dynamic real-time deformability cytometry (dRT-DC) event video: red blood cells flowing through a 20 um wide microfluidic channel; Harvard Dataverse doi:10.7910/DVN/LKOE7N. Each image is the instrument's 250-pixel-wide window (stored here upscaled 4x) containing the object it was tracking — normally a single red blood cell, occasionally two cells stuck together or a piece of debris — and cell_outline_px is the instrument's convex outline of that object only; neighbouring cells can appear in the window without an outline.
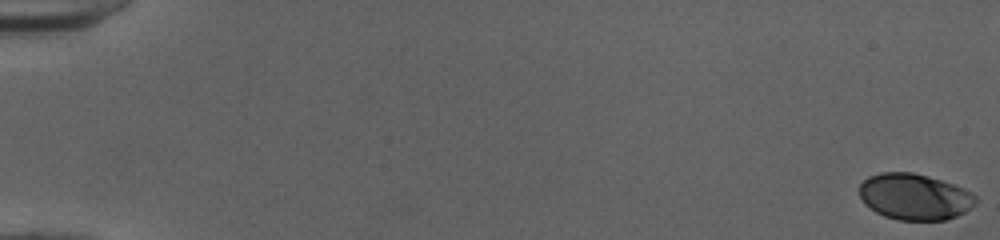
{"species": "human", "species_latin": "Homo sapiens", "temperature_condition": "cold", "stored_images_in_passage": 52, "camera_frame_rate_fps": 3000, "um_per_image_px": 0.085, "donor": {"sex": "female"}, "frame": {"image": 1, "passage_image": 1, "time_ms": 0.0, "image_size_px": [1000, 240], "cell_outline_px": [[976, 204], [972, 208], [956, 216], [944, 220], [900, 220], [884, 216], [876, 212], [864, 204], [860, 196], [860, 184], [868, 176], [880, 172], [912, 172], [928, 176], [952, 184], [976, 196]], "centroid_in_image_um": [77.71, 16.72], "position_along_channel_um": 7.3, "area_um2": 31.15}}
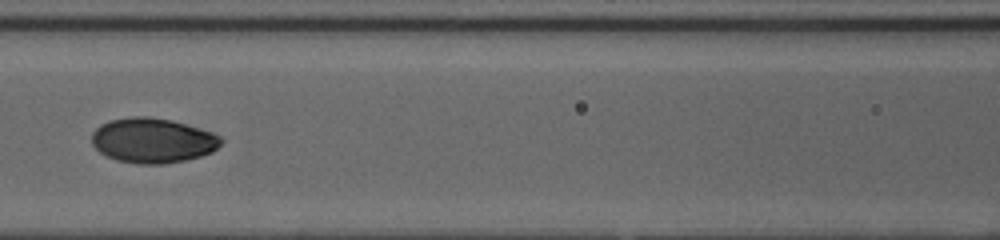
{"frame": {"image": 2, "passage_image": 26, "time_ms": 8.333, "image_size_px": [1000, 240], "cell_outline_px": [[224, 140], [212, 152], [200, 156], [184, 160], [164, 164], [136, 164], [116, 160], [100, 152], [92, 144], [92, 132], [100, 124], [108, 120], [132, 116], [148, 116], [172, 120], [212, 132], [220, 136]], "centroid_in_image_um": [12.96, 11.93], "position_along_channel_um": 153.6, "area_um2": 33.93}}
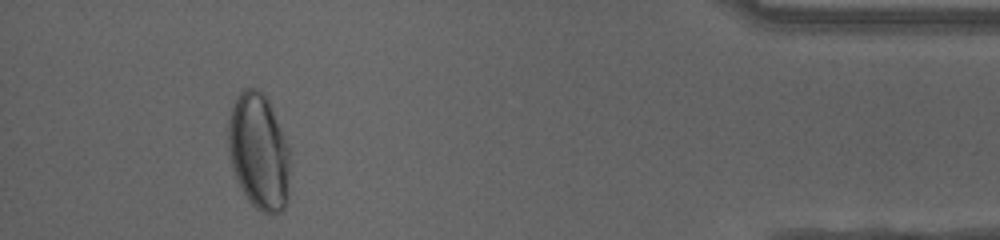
{"frame": {"image": 3, "passage_image": 49, "time_ms": 16.0, "image_size_px": [1000, 240], "cell_outline_px": [[288, 196], [284, 208], [280, 212], [268, 216], [260, 212], [248, 200], [240, 188], [232, 168], [228, 152], [228, 120], [232, 108], [240, 92], [244, 88], [256, 88], [268, 100], [288, 148]], "centroid_in_image_um": [21.97, 12.95], "position_along_channel_um": 413.2, "area_um2": 41.44}, "authors_computed_cell_mechanics": {"area_um2": 32.5414, "velocity_mm_per_s": 4.0416, "shape_relaxation_time_tau1_ms": 4.8219, "shape_relaxation_time_tau2_ms": null, "deformation_change_tau1": 0.1681, "deformation_change_tau2": null}}